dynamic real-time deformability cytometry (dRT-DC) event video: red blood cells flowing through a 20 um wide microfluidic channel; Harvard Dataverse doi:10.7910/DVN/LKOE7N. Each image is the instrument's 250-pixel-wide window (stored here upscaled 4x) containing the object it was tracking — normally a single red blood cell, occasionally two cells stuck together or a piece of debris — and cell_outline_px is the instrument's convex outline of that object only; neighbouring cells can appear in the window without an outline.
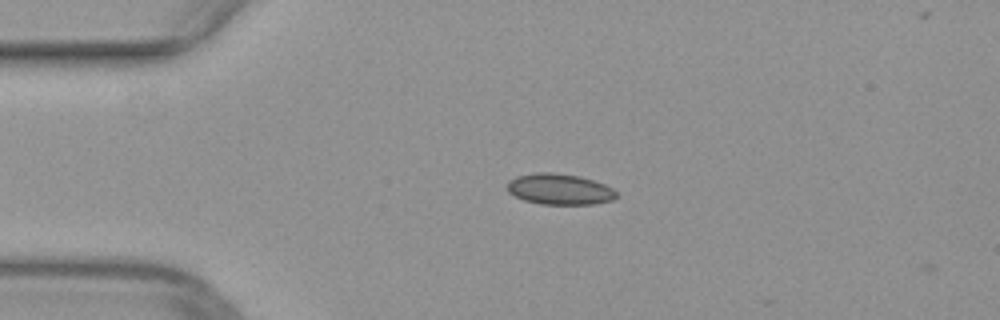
{"species": "common noctule bat (a hibernating species)", "species_latin": "Nyctalus noctula", "temperature_condition": "warm", "stored_images_in_passage": 4, "camera_frame_rate_fps": 3000, "um_per_image_px": 0.085, "animal": {"sex": "female", "body_mass_g": 29.2, "forearm_length_mm": 56.3}, "frame": {"image": 1, "passage_image": 2, "time_ms": 0.333, "image_size_px": [1000, 320], "cell_outline_px": [[620, 196], [612, 200], [592, 204], [540, 204], [524, 200], [508, 192], [508, 180], [516, 176], [536, 172], [552, 172], [580, 176], [604, 184], [612, 188]], "centroid_in_image_um": [47.57, 16.07], "position_along_channel_um": 37.4, "area_um2": 19.71}}